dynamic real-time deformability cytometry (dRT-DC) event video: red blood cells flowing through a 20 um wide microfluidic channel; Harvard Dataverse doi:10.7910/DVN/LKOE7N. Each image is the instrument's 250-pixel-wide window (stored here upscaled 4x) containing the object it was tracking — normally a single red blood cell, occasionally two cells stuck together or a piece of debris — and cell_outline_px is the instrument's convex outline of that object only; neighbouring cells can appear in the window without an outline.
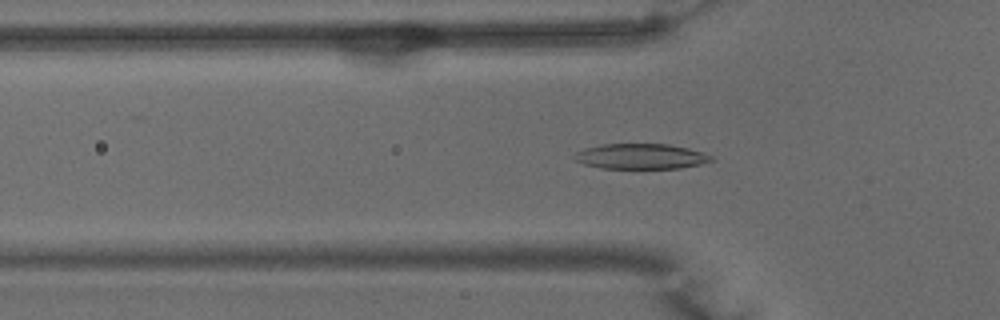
{"species": "common noctule bat (a hibernating species)", "species_latin": "Nyctalus noctula", "temperature_condition": "warm", "stored_images_in_passage": 32, "camera_frame_rate_fps": 3000, "um_per_image_px": 0.085, "animal": {"sex": "male", "body_mass_g": 15.6}, "frame": {"image": 1, "passage_image": 2, "time_ms": 0.333, "image_size_px": [1000, 320], "cell_outline_px": [[716, 160], [700, 164], [680, 168], [600, 168], [584, 164], [576, 160], [572, 156], [576, 152], [584, 148], [604, 144], [668, 144], [688, 148], [704, 152], [712, 156]], "centroid_in_image_um": [54.49, 13.29], "position_along_channel_um": 71.3, "area_um2": 20.23}}
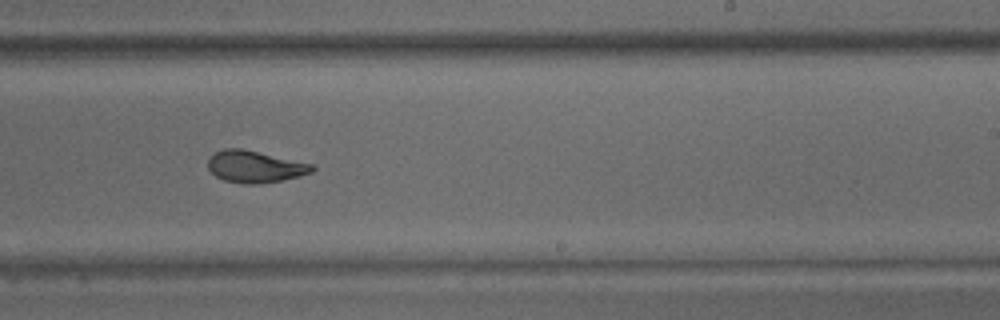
{"frame": {"image": 2, "passage_image": 17, "time_ms": 5.333, "image_size_px": [1000, 320], "cell_outline_px": [[316, 168], [312, 172], [300, 176], [280, 180], [256, 184], [244, 184], [224, 180], [216, 176], [208, 168], [208, 160], [216, 152], [224, 148], [240, 148], [312, 164]], "centroid_in_image_um": [21.66, 14.17], "position_along_channel_um": 267.3, "area_um2": 19.02}}
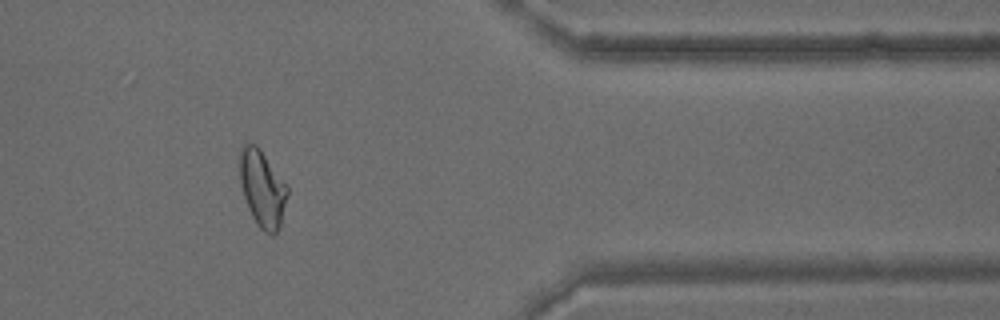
{"frame": {"image": 3, "passage_image": 28, "time_ms": 9.0, "image_size_px": [1000, 320], "cell_outline_px": [[288, 192], [280, 224], [276, 232], [272, 236], [264, 232], [256, 224], [248, 208], [240, 184], [240, 148], [244, 144], [256, 144], [260, 148], [288, 184]], "centroid_in_image_um": [22.31, 16.01], "position_along_channel_um": 389.1, "area_um2": 21.39}, "authors_computed_cell_mechanics": {"area_um2": 19.5942, "velocity_mm_per_s": 3.9007, "shape_relaxation_time_tau1_ms": 5.3207, "shape_relaxation_time_tau2_ms": 1.5867, "deformation_change_tau1": 0.2043, "deformation_change_tau2": 0.075}}